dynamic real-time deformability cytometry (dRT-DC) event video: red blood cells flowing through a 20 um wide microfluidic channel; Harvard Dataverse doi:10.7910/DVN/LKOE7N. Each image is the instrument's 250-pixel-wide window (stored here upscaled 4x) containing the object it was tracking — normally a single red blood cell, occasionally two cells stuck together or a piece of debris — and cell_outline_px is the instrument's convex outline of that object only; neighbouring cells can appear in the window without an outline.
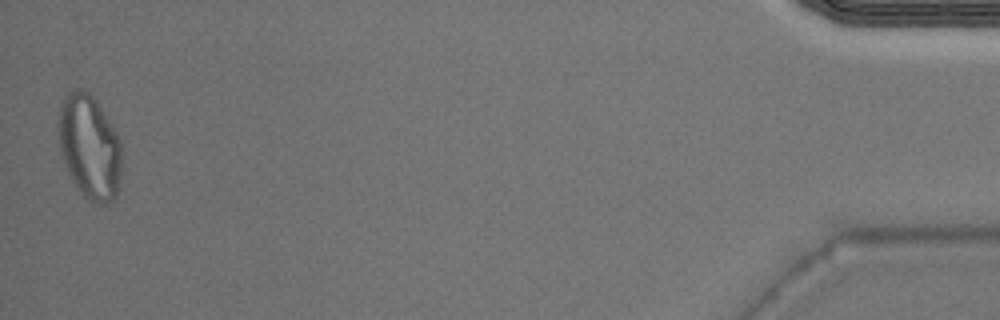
{"species": "Egyptian fruit bat (a non-hibernating species)", "species_latin": "Rousettus aegyptiacus", "temperature_condition": "warm", "stored_images_in_passage": 34, "camera_frame_rate_fps": 3000, "um_per_image_px": 0.085, "animal": {"sex": "male"}, "frame": {"image": 1, "passage_image": 34, "time_ms": 11.0, "image_size_px": [1000, 320], "cell_outline_px": [[120, 176], [116, 196], [112, 200], [104, 204], [100, 204], [88, 200], [80, 192], [72, 180], [64, 164], [60, 152], [60, 104], [68, 92], [76, 88], [80, 88], [88, 92], [96, 100], [116, 132], [120, 140]], "centroid_in_image_um": [7.61, 12.49], "position_along_channel_um": 427.6, "area_um2": 37.92}}